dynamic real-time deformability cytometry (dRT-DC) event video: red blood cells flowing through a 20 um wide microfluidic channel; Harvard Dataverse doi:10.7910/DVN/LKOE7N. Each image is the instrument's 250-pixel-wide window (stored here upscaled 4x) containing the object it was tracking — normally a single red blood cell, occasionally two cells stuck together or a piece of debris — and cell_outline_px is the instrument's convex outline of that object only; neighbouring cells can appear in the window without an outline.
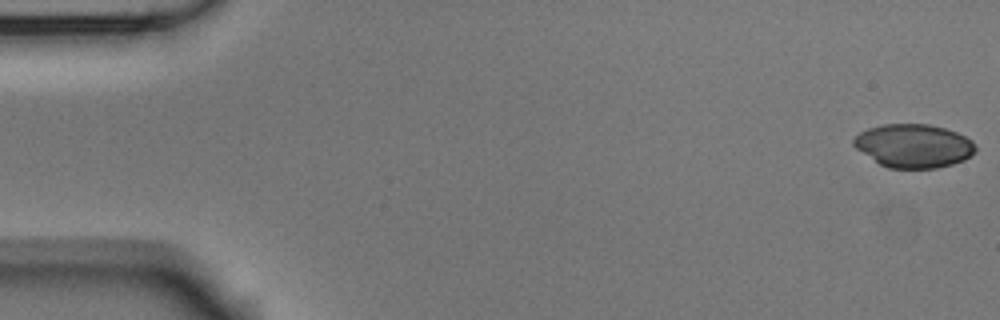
{"species": "Egyptian fruit bat (a non-hibernating species)", "species_latin": "Rousettus aegyptiacus", "temperature_condition": "room temperature", "stored_images_in_passage": 4, "camera_frame_rate_fps": 3000, "um_per_image_px": 0.085, "animal": {"sex": "male"}, "frame": {"image": 1, "passage_image": 1, "time_ms": 0.0, "image_size_px": [1000, 320], "cell_outline_px": [[976, 152], [964, 160], [952, 164], [936, 168], [888, 168], [880, 164], [856, 148], [852, 144], [852, 140], [860, 132], [868, 128], [884, 124], [928, 124], [944, 128], [956, 132], [972, 140], [976, 148]], "centroid_in_image_um": [77.66, 12.39], "position_along_channel_um": 7.3, "area_um2": 30.81}}